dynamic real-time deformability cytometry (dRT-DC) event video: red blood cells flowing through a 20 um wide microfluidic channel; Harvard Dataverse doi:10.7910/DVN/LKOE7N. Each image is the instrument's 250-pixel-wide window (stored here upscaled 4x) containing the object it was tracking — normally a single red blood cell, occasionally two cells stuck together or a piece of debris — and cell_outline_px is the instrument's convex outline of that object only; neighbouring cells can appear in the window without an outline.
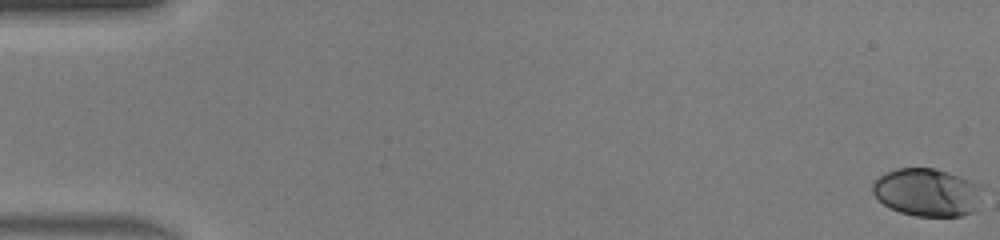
{"species": "human", "species_latin": "Homo sapiens", "temperature_condition": "warm", "stored_images_in_passage": 47, "camera_frame_rate_fps": 3000, "um_per_image_px": 0.085, "donor": {"sex": "male"}, "frame": {"image": 1, "passage_image": 1, "time_ms": 0.0, "image_size_px": [1000, 240], "cell_outline_px": [[980, 188], [972, 212], [960, 216], [916, 216], [900, 212], [888, 208], [872, 192], [872, 184], [880, 176], [896, 168], [936, 168], [948, 172], [980, 184]], "centroid_in_image_um": [78.74, 16.34], "position_along_channel_um": 6.3, "area_um2": 30.11}}
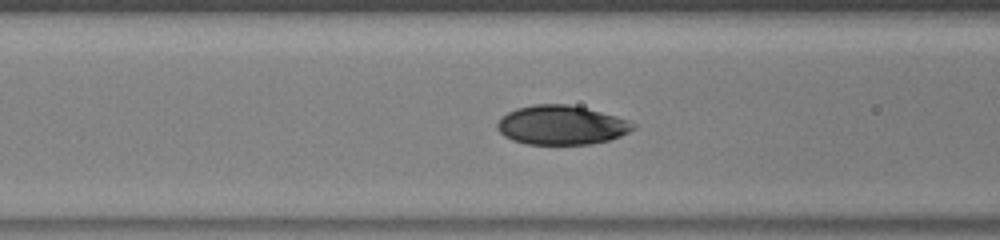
{"frame": {"image": 2, "passage_image": 20, "time_ms": 6.333, "image_size_px": [1000, 240], "cell_outline_px": [[636, 128], [620, 136], [608, 140], [592, 144], [524, 144], [512, 140], [504, 136], [496, 128], [496, 124], [500, 116], [516, 108], [532, 104], [568, 104], [616, 116], [628, 120], [636, 124]], "centroid_in_image_um": [47.68, 10.63], "position_along_channel_um": 118.9, "area_um2": 31.15}}
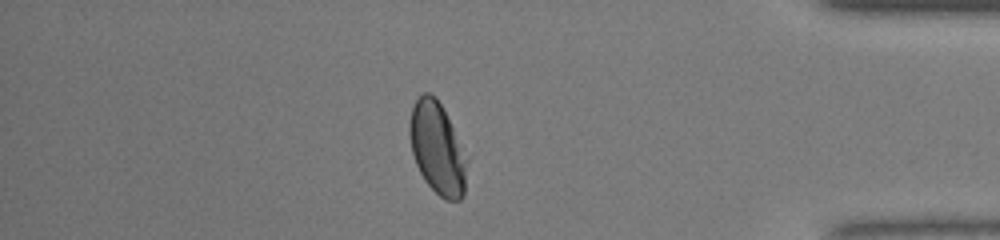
{"frame": {"image": 3, "passage_image": 41, "time_ms": 13.333, "image_size_px": [1000, 240], "cell_outline_px": [[468, 160], [464, 196], [460, 200], [444, 200], [424, 180], [416, 164], [412, 152], [408, 132], [408, 124], [412, 108], [416, 100], [424, 92], [428, 92], [436, 96], [468, 156]], "centroid_in_image_um": [37.18, 12.62], "position_along_channel_um": 398.0, "area_um2": 30.92}, "authors_computed_cell_mechanics": {"area_um2": 31.0964, "velocity_mm_per_s": 4.4606, "shape_relaxation_time_tau1_ms": 3.6595, "shape_relaxation_time_tau2_ms": null, "deformation_change_tau1": 0.1669, "deformation_change_tau2": null}}